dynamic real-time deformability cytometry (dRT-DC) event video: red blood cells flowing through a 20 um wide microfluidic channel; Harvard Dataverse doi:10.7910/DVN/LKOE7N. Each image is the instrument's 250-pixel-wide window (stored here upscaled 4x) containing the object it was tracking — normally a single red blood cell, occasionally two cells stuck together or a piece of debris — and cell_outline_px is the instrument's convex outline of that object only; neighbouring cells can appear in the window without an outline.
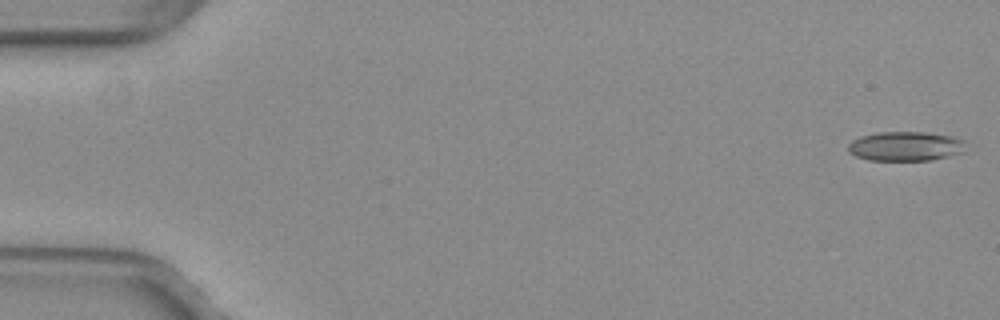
{"species": "common noctule bat (a hibernating species)", "species_latin": "Nyctalus noctula", "temperature_condition": "warm", "stored_images_in_passage": 17, "camera_frame_rate_fps": 3000, "um_per_image_px": 0.085, "animal": {"sex": "female", "body_mass_g": 29.2, "forearm_length_mm": 56.3}, "frame": {"image": 1, "passage_image": 1, "time_ms": 0.0, "image_size_px": [1000, 320], "cell_outline_px": [[964, 152], [948, 156], [928, 160], [868, 160], [856, 156], [848, 152], [848, 144], [852, 140], [860, 136], [876, 132], [924, 132], [952, 136], [964, 140]], "centroid_in_image_um": [76.94, 12.42], "position_along_channel_um": 8.1, "area_um2": 20.17}}
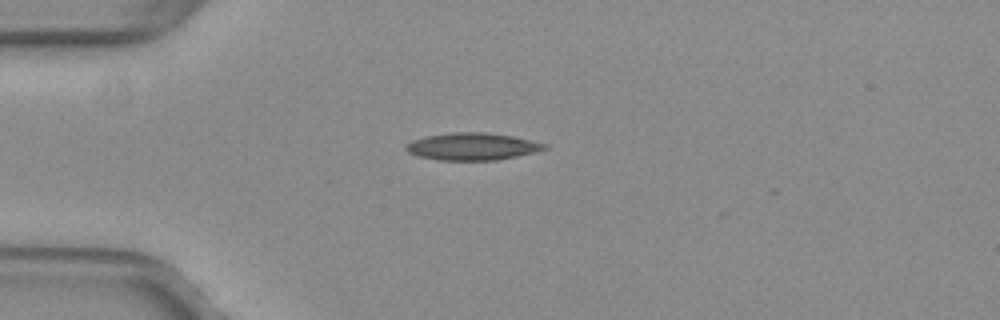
{"frame": {"image": 2, "passage_image": 14, "time_ms": 4.333, "image_size_px": [1000, 320], "cell_outline_px": [[548, 148], [516, 156], [496, 160], [440, 160], [420, 156], [408, 152], [404, 148], [412, 140], [428, 136], [456, 132], [484, 132], [512, 136], [548, 144]], "centroid_in_image_um": [40.15, 12.45], "position_along_channel_um": 44.8, "area_um2": 21.62}}